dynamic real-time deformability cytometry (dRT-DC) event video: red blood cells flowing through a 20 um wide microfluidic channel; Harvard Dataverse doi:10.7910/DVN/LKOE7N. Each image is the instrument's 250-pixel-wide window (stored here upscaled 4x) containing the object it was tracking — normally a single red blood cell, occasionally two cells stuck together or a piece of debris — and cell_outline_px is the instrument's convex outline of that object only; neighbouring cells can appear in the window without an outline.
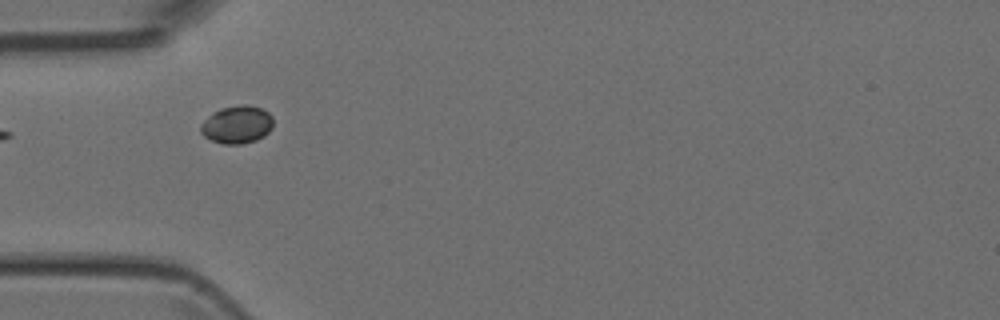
{"species": "Egyptian fruit bat (a non-hibernating species)", "species_latin": "Rousettus aegyptiacus", "temperature_condition": "room temperature", "stored_images_in_passage": 14, "camera_frame_rate_fps": 3000, "um_per_image_px": 0.085, "animal": {"sex": "female"}, "frame": {"image": 1, "passage_image": 1, "time_ms": 0.0, "image_size_px": [1000, 320], "cell_outline_px": [[272, 128], [264, 136], [256, 140], [240, 144], [224, 144], [212, 140], [204, 136], [200, 132], [200, 124], [212, 112], [220, 108], [240, 104], [248, 104], [260, 108], [268, 112], [272, 116]], "centroid_in_image_um": [20.13, 10.58], "position_along_channel_um": 64.9, "area_um2": 16.07}}